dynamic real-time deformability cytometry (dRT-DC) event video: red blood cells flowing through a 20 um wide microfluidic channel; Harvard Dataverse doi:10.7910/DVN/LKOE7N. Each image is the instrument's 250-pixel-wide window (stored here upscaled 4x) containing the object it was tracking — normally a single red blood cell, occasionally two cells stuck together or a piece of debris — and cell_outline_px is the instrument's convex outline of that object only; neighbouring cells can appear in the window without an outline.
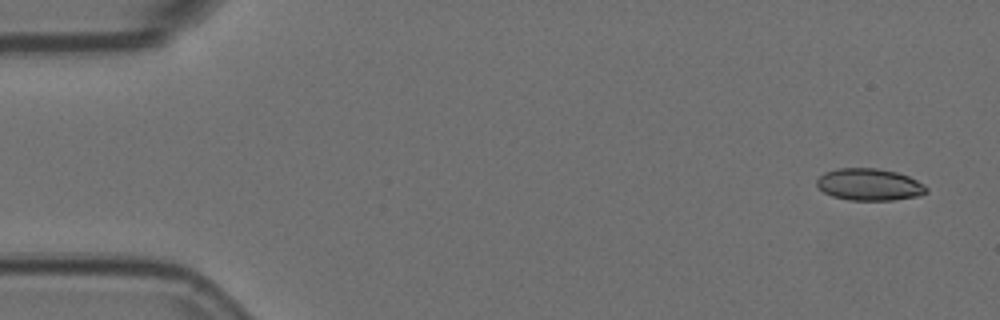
{"species": "Egyptian fruit bat (a non-hibernating species)", "species_latin": "Rousettus aegyptiacus", "temperature_condition": "room temperature", "stored_images_in_passage": 5, "camera_frame_rate_fps": 3000, "um_per_image_px": 0.085, "animal": {"sex": "female"}, "frame": {"image": 1, "passage_image": 1, "time_ms": 0.0, "image_size_px": [1000, 320], "cell_outline_px": [[928, 192], [920, 196], [892, 200], [848, 200], [832, 196], [824, 192], [816, 184], [816, 180], [824, 172], [840, 168], [876, 168], [896, 172], [908, 176], [924, 184], [928, 188]], "centroid_in_image_um": [73.91, 15.69], "position_along_channel_um": 11.1, "area_um2": 20.46}}
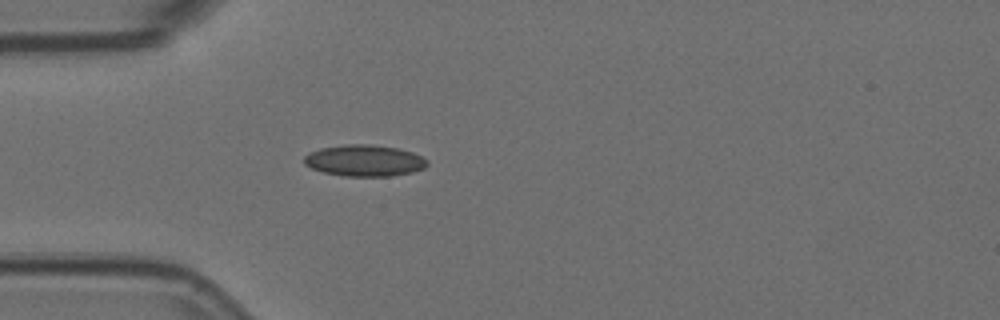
{"frame": {"image": 2, "passage_image": 5, "time_ms": 1.333, "image_size_px": [1000, 320], "cell_outline_px": [[428, 164], [424, 168], [412, 172], [392, 176], [344, 176], [324, 172], [312, 168], [304, 164], [304, 156], [308, 152], [320, 148], [344, 144], [372, 144], [400, 148], [412, 152], [428, 160]], "centroid_in_image_um": [30.97, 13.64], "position_along_channel_um": 54.0, "area_um2": 22.72}}